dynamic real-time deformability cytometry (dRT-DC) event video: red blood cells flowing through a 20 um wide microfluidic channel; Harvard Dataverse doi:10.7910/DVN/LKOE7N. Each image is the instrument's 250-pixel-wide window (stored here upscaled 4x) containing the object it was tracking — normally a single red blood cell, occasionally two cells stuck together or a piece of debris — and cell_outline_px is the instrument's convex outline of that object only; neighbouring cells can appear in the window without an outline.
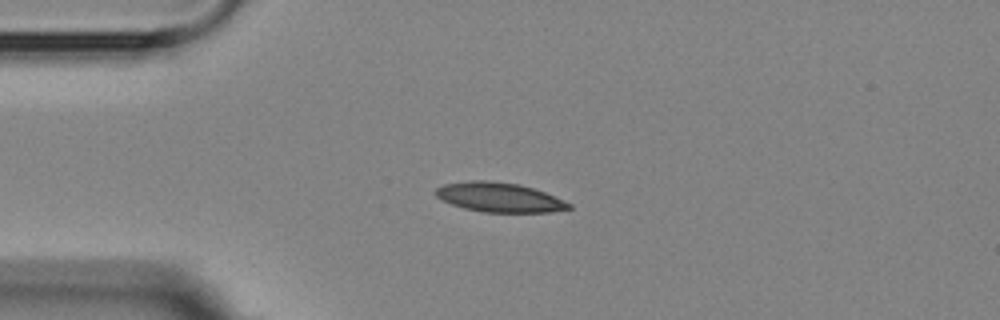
{"species": "Egyptian fruit bat (a non-hibernating species)", "species_latin": "Rousettus aegyptiacus", "temperature_condition": "room temperature", "stored_images_in_passage": 14, "camera_frame_rate_fps": 3000, "um_per_image_px": 0.085, "animal": {"sex": "female"}, "frame": {"image": 1, "passage_image": 3, "time_ms": 3.0, "image_size_px": [1000, 320], "cell_outline_px": [[572, 208], [552, 212], [484, 212], [464, 208], [440, 200], [432, 192], [436, 188], [444, 184], [472, 180], [484, 180], [516, 184], [532, 188], [544, 192], [564, 200], [572, 204]], "centroid_in_image_um": [42.41, 16.78], "position_along_channel_um": 42.6, "area_um2": 22.83}}
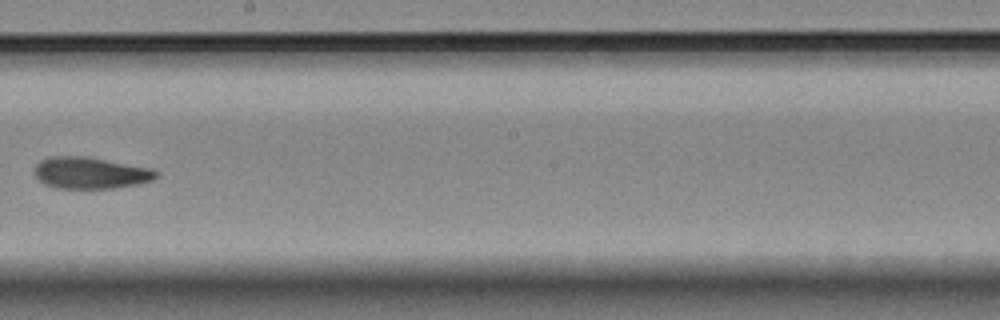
{"frame": {"image": 2, "passage_image": 8, "time_ms": 9.0, "image_size_px": [1000, 320], "cell_outline_px": [[160, 176], [152, 180], [136, 184], [112, 188], [56, 188], [44, 184], [36, 176], [36, 164], [40, 160], [52, 156], [84, 156], [152, 168]], "centroid_in_image_um": [7.69, 14.69], "position_along_channel_um": 240.5, "area_um2": 22.2}}
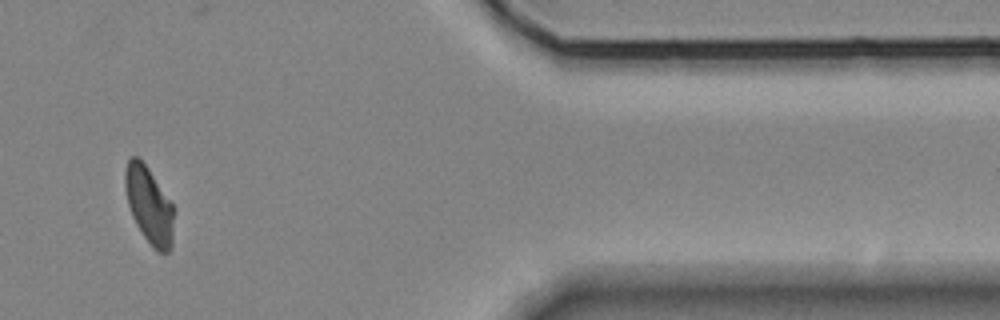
{"frame": {"image": 3, "passage_image": 12, "time_ms": 14.333, "image_size_px": [1000, 320], "cell_outline_px": [[172, 248], [168, 252], [156, 252], [152, 248], [136, 224], [132, 216], [128, 204], [124, 188], [124, 172], [128, 160], [132, 156], [136, 156], [148, 168], [172, 204]], "centroid_in_image_um": [12.64, 17.46], "position_along_channel_um": 398.8, "area_um2": 21.5}, "authors_computed_cell_mechanics": {"area_um2": 22.3975, "velocity_mm_per_s": 3.6412, "shape_relaxation_time_tau1_ms": null, "shape_relaxation_time_tau2_ms": 4.3206, "deformation_change_tau1": null, "deformation_change_tau2": 0.1117}}